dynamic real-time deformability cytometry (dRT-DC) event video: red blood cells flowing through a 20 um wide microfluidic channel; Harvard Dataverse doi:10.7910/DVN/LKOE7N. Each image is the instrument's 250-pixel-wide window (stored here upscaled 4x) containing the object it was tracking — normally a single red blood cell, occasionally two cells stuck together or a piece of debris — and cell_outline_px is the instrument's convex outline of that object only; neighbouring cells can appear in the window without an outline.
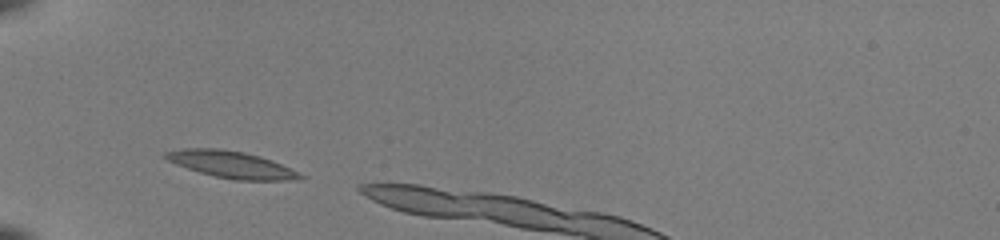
{"species": "common noctule bat (a hibernating species)", "species_latin": "Nyctalus noctula", "temperature_condition": "room temperature", "stored_images_in_passage": 5, "camera_frame_rate_fps": 3000, "um_per_image_px": 0.085, "animal": {"sex": "female", "body_mass_g": 22.0, "forearm_length_mm": 56.7}, "frame": {"image": 1, "passage_image": 1, "time_ms": 0.0, "image_size_px": [1000, 240], "cell_outline_px": [[304, 176], [288, 180], [232, 180], [200, 172], [176, 164], [160, 156], [164, 152], [184, 148], [220, 148], [244, 152], [260, 156], [272, 160]], "centroid_in_image_um": [19.57, 13.96], "position_along_channel_um": 65.4, "area_um2": 20.75}}